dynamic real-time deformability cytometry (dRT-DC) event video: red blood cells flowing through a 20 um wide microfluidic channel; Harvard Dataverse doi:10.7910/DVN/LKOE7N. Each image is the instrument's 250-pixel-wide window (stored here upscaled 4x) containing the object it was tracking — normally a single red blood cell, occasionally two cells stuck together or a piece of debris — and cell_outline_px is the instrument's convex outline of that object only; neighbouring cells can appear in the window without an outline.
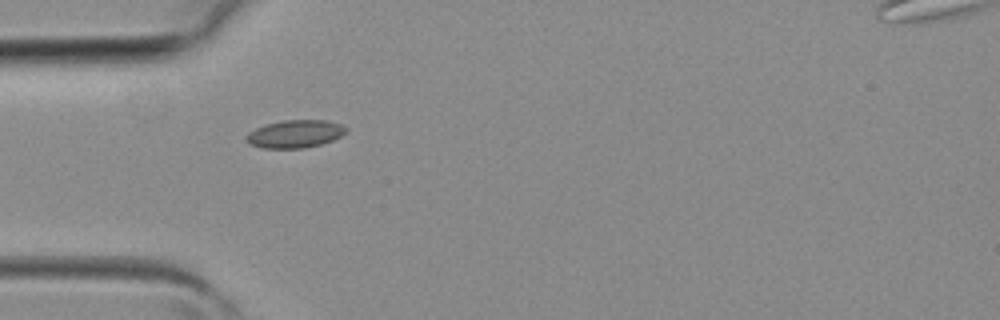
{"species": "common noctule bat (a hibernating species)", "species_latin": "Nyctalus noctula", "temperature_condition": "room temperature", "stored_images_in_passage": 3, "camera_frame_rate_fps": 3000, "um_per_image_px": 0.085, "animal": {"sex": "female", "body_mass_g": 19.3, "forearm_length_mm": 54.1}, "frame": {"image": 1, "passage_image": 3, "time_ms": 0.667, "image_size_px": [1000, 320], "cell_outline_px": [[348, 128], [340, 136], [332, 140], [320, 144], [304, 148], [264, 148], [248, 144], [244, 136], [248, 132], [256, 128], [268, 124], [284, 120], [328, 120], [340, 124]], "centroid_in_image_um": [25.05, 11.38], "position_along_channel_um": 60.0, "area_um2": 16.07}}